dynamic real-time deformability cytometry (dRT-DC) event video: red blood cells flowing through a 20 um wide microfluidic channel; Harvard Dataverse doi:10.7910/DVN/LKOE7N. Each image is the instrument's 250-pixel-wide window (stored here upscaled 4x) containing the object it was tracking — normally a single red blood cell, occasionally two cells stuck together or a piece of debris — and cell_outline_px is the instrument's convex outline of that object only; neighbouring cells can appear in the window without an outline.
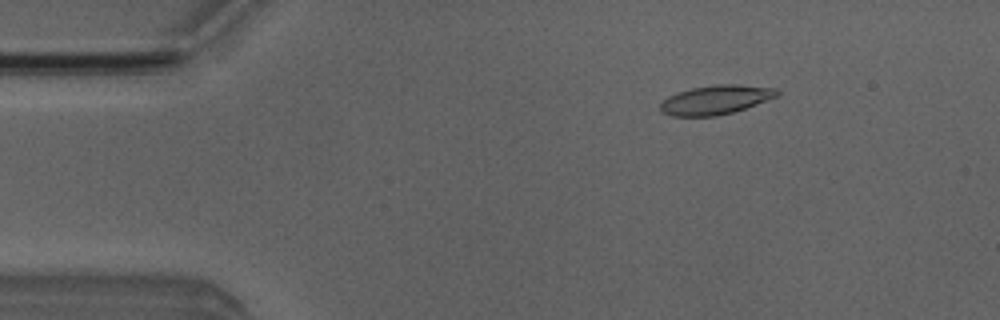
{"species": "Egyptian fruit bat (a non-hibernating species)", "species_latin": "Rousettus aegyptiacus", "temperature_condition": "room temperature", "stored_images_in_passage": 3, "camera_frame_rate_fps": 3000, "um_per_image_px": 0.085, "animal": {"sex": "male"}, "frame": {"image": 1, "passage_image": 1, "time_ms": 0.0, "image_size_px": [1000, 320], "cell_outline_px": [[780, 92], [776, 96], [744, 108], [732, 112], [716, 116], [672, 116], [660, 112], [660, 104], [668, 96], [676, 92], [692, 88], [716, 84], [736, 84], [776, 88]], "centroid_in_image_um": [60.78, 8.48], "position_along_channel_um": 24.2, "area_um2": 19.65}}